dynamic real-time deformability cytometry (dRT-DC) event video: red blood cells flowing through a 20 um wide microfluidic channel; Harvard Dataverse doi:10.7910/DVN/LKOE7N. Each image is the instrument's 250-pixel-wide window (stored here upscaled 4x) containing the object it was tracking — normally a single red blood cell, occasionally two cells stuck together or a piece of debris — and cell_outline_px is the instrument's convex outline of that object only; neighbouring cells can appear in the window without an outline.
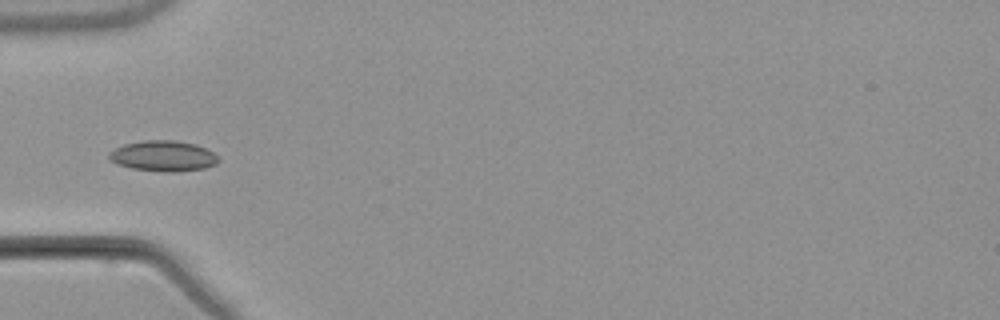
{"species": "common noctule bat (a hibernating species)", "species_latin": "Nyctalus noctula", "temperature_condition": "warm", "stored_images_in_passage": 5, "camera_frame_rate_fps": 3000, "um_per_image_px": 0.085, "animal": {"sex": "male", "body_mass_g": 21.5, "forearm_length_mm": 52.0}, "frame": {"image": 1, "passage_image": 5, "time_ms": 5.0, "image_size_px": [1000, 320], "cell_outline_px": [[220, 160], [216, 164], [204, 168], [176, 172], [164, 172], [132, 168], [116, 164], [108, 156], [108, 152], [124, 144], [144, 140], [176, 140], [196, 144], [212, 152]], "centroid_in_image_um": [13.87, 13.26], "position_along_channel_um": 71.1, "area_um2": 19.48}}